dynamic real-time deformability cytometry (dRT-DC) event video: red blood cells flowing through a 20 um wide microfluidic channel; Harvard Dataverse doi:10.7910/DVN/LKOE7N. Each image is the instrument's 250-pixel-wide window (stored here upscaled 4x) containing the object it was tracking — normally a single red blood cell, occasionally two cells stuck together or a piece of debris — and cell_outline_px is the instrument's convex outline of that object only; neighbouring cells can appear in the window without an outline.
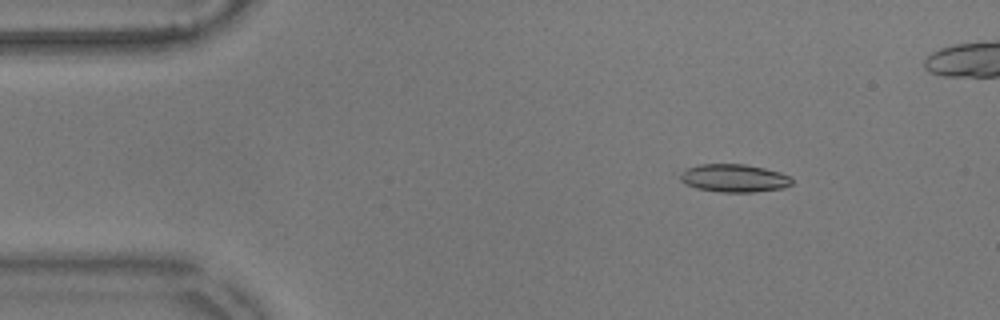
{"species": "common noctule bat (a hibernating species)", "species_latin": "Nyctalus noctula", "temperature_condition": "warm", "stored_images_in_passage": 33, "camera_frame_rate_fps": 3000, "um_per_image_px": 0.085, "animal": {"sex": "male", "body_mass_g": 17.9}, "frame": {"image": 1, "passage_image": 8, "time_ms": 2.333, "image_size_px": [1000, 320], "cell_outline_px": [[792, 184], [784, 188], [752, 192], [720, 192], [696, 188], [684, 184], [680, 180], [680, 172], [688, 168], [700, 164], [744, 164], [764, 168], [780, 172], [788, 176], [792, 180]], "centroid_in_image_um": [62.37, 15.14], "position_along_channel_um": 22.6, "area_um2": 18.21}}
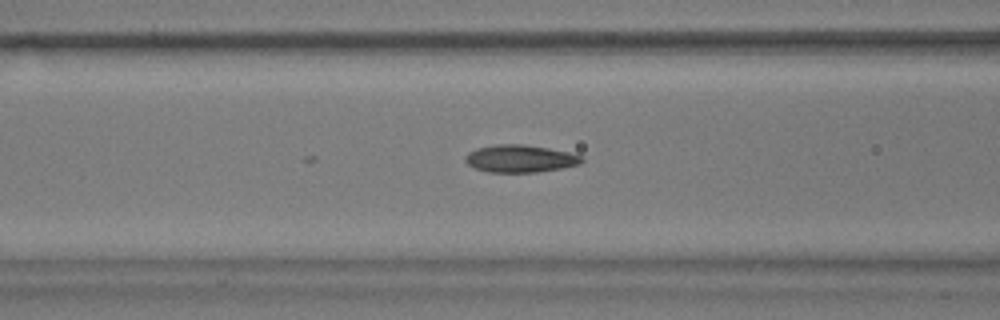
{"frame": {"image": 2, "passage_image": 22, "time_ms": 7.0, "image_size_px": [1000, 320], "cell_outline_px": [[584, 160], [580, 164], [560, 168], [536, 172], [488, 172], [476, 168], [468, 164], [464, 160], [464, 156], [468, 152], [476, 148], [496, 144], [524, 144], [548, 148], [568, 152], [580, 156]], "centroid_in_image_um": [44.17, 13.47], "position_along_channel_um": 122.4, "area_um2": 18.55}}
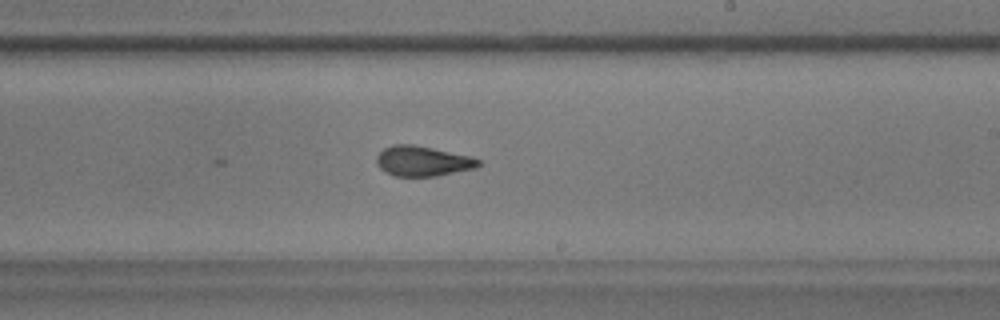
{"frame": {"image": 3, "passage_image": 33, "time_ms": 10.667, "image_size_px": [1000, 320], "cell_outline_px": [[480, 164], [476, 168], [436, 176], [396, 176], [380, 168], [376, 164], [376, 156], [384, 148], [392, 144], [412, 144], [472, 156], [480, 160]], "centroid_in_image_um": [35.93, 13.68], "position_along_channel_um": 253.1, "area_um2": 17.86}}